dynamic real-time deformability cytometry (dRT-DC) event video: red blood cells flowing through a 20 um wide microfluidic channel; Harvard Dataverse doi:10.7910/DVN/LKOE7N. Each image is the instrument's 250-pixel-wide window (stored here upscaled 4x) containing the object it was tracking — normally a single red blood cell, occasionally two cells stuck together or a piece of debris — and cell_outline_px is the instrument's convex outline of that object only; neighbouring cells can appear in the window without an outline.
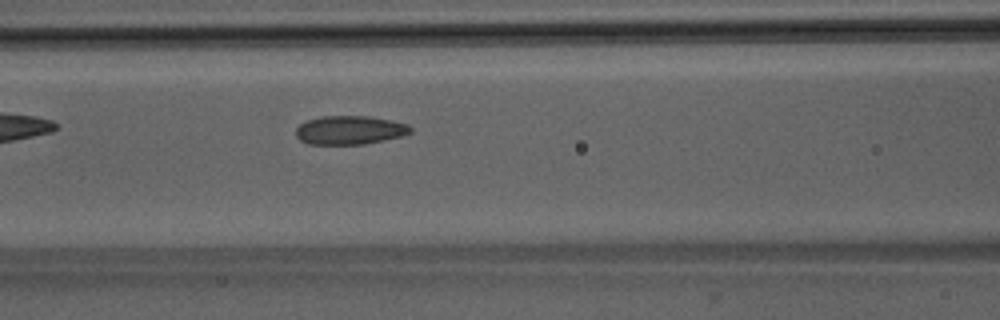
{"species": "Egyptian fruit bat (a non-hibernating species)", "species_latin": "Rousettus aegyptiacus", "temperature_condition": "room temperature", "stored_images_in_passage": 35, "camera_frame_rate_fps": 3000, "um_per_image_px": 0.085, "animal": {"sex": "male"}, "frame": {"image": 1, "passage_image": 6, "time_ms": 1.667, "image_size_px": [1000, 320], "cell_outline_px": [[412, 132], [404, 136], [364, 144], [308, 144], [300, 140], [296, 136], [296, 128], [300, 124], [308, 120], [324, 116], [368, 116], [392, 120], [408, 124], [412, 128]], "centroid_in_image_um": [29.76, 11.06], "position_along_channel_um": 136.8, "area_um2": 19.25}}
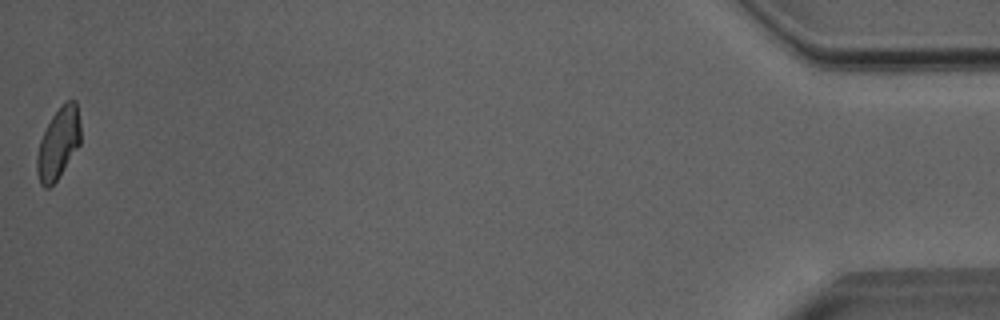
{"frame": {"image": 2, "passage_image": 35, "time_ms": 11.333, "image_size_px": [1000, 320], "cell_outline_px": [[80, 144], [56, 180], [48, 188], [44, 188], [40, 184], [36, 172], [36, 156], [40, 140], [52, 116], [64, 100], [76, 100], [80, 124]], "centroid_in_image_um": [4.95, 12.16], "position_along_channel_um": 430.3, "area_um2": 18.03}, "authors_computed_cell_mechanics": {"area_um2": 18.9006, "velocity_mm_per_s": 4.0326, "shape_relaxation_time_tau1_ms": 9.2993, "shape_relaxation_time_tau2_ms": 2.7832, "deformation_change_tau1": 0.157, "deformation_change_tau2": 0.0772}}